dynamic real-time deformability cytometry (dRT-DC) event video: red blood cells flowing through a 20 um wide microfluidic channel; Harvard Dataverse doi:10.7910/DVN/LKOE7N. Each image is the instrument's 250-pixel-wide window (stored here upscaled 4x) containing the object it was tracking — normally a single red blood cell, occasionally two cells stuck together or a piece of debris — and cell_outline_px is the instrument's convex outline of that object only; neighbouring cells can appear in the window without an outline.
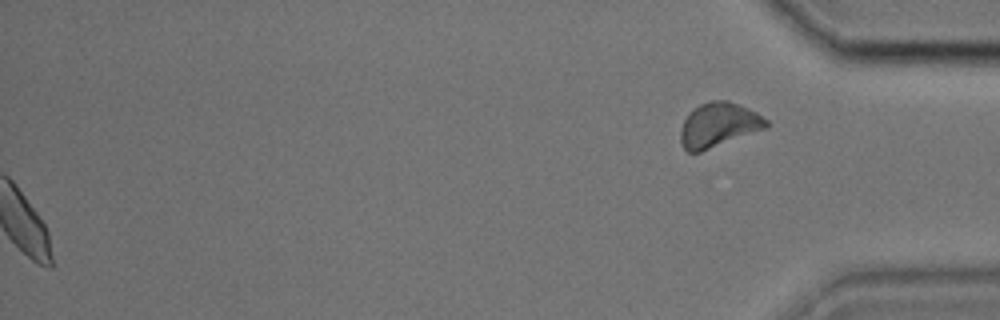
{"species": "common noctule bat (a hibernating species)", "species_latin": "Nyctalus noctula", "temperature_condition": "cold", "stored_images_in_passage": 32, "segment_of_instrument_passage": [2, 2], "camera_frame_rate_fps": 3000, "um_per_image_px": 0.085, "animal": {"sex": "male", "body_mass_g": 17.9, "forearm_length_mm": 54.2}, "frame": {"image": 1, "passage_image": 32, "time_ms": 10.333, "image_size_px": [1000, 320], "cell_outline_px": [[768, 128], [700, 152], [688, 152], [684, 148], [680, 140], [680, 128], [684, 120], [692, 108], [708, 100], [728, 100], [748, 108], [756, 112], [768, 120]], "centroid_in_image_um": [61.07, 10.61], "position_along_channel_um": 374.1, "area_um2": 22.37}}